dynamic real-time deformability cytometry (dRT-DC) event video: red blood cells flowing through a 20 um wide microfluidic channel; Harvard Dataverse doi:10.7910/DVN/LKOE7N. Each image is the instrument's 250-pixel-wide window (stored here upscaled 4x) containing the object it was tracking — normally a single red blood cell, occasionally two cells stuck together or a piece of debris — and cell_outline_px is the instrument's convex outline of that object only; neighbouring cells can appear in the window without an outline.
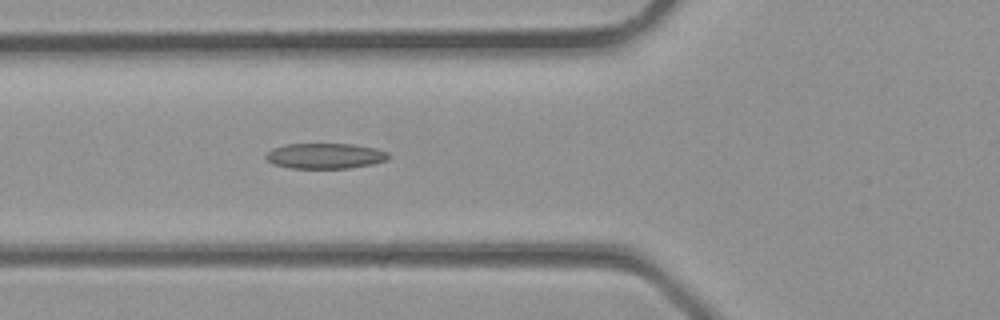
{"species": "common noctule bat (a hibernating species)", "species_latin": "Nyctalus noctula", "temperature_condition": "room temperature", "stored_images_in_passage": 35, "camera_frame_rate_fps": 3000, "um_per_image_px": 0.085, "animal": {"sex": "male", "body_mass_g": 23.1, "forearm_length_mm": 52.7}, "frame": {"image": 1, "passage_image": 13, "time_ms": 4.0, "image_size_px": [1000, 320], "cell_outline_px": [[392, 156], [388, 160], [372, 164], [348, 168], [288, 168], [272, 164], [264, 156], [272, 148], [284, 144], [356, 144], [376, 148], [388, 152]], "centroid_in_image_um": [27.66, 13.25], "position_along_channel_um": 98.1, "area_um2": 18.44}}
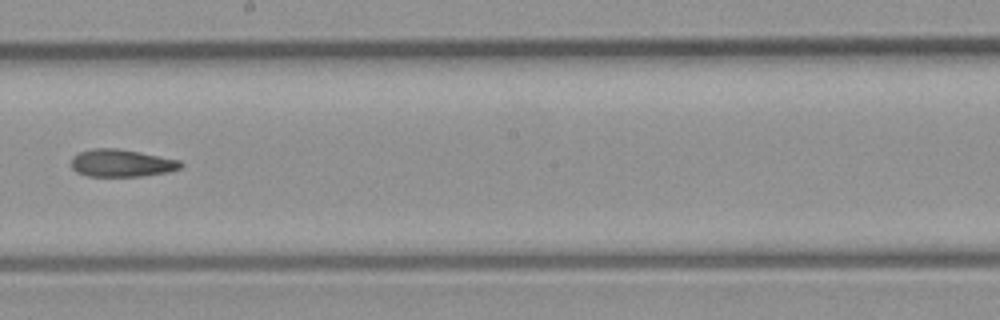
{"frame": {"image": 2, "passage_image": 20, "time_ms": 6.333, "image_size_px": [1000, 320], "cell_outline_px": [[184, 164], [180, 168], [168, 172], [140, 176], [88, 176], [76, 172], [72, 168], [72, 156], [80, 152], [92, 148], [116, 148], [180, 160]], "centroid_in_image_um": [10.31, 13.86], "position_along_channel_um": 237.9, "area_um2": 17.4}}
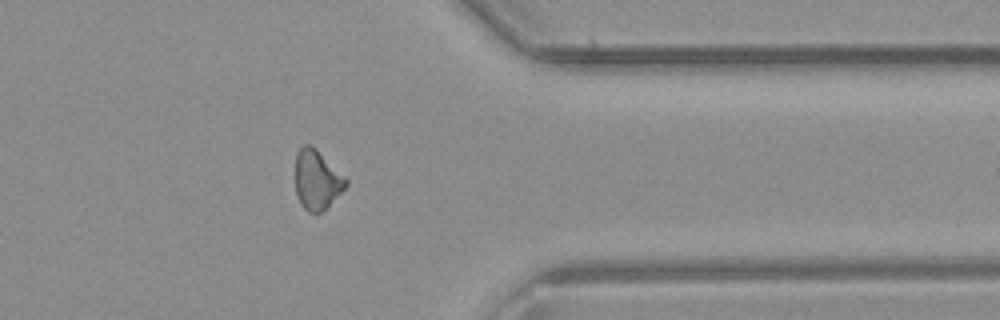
{"frame": {"image": 3, "passage_image": 28, "time_ms": 9.0, "image_size_px": [1000, 320], "cell_outline_px": [[348, 184], [316, 216], [308, 212], [300, 204], [296, 192], [296, 152], [304, 144], [308, 144], [316, 148], [348, 180]], "centroid_in_image_um": [26.91, 15.28], "position_along_channel_um": 384.5, "area_um2": 17.28}}